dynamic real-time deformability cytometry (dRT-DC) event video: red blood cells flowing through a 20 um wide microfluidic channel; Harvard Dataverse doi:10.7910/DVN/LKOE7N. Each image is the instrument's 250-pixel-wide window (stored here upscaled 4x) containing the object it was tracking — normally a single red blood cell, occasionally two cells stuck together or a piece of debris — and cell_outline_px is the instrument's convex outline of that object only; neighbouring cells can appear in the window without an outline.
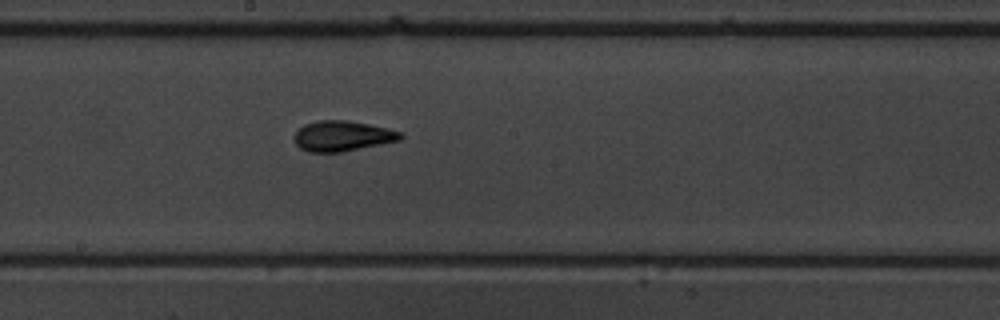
{"species": "common noctule bat (a hibernating species)", "species_latin": "Nyctalus noctula", "temperature_condition": "warm", "stored_images_in_passage": 8, "camera_frame_rate_fps": 3000, "um_per_image_px": 0.085, "animal": {"sex": "male", "body_mass_g": 19.5, "forearm_length_mm": 54.6}, "frame": {"image": 1, "passage_image": 8, "time_ms": 8.667, "image_size_px": [1000, 320], "cell_outline_px": [[404, 136], [400, 140], [340, 152], [308, 152], [300, 148], [296, 144], [292, 136], [304, 124], [316, 120], [348, 120], [388, 128], [404, 132]], "centroid_in_image_um": [29.09, 11.55], "position_along_channel_um": 219.1, "area_um2": 18.9}}